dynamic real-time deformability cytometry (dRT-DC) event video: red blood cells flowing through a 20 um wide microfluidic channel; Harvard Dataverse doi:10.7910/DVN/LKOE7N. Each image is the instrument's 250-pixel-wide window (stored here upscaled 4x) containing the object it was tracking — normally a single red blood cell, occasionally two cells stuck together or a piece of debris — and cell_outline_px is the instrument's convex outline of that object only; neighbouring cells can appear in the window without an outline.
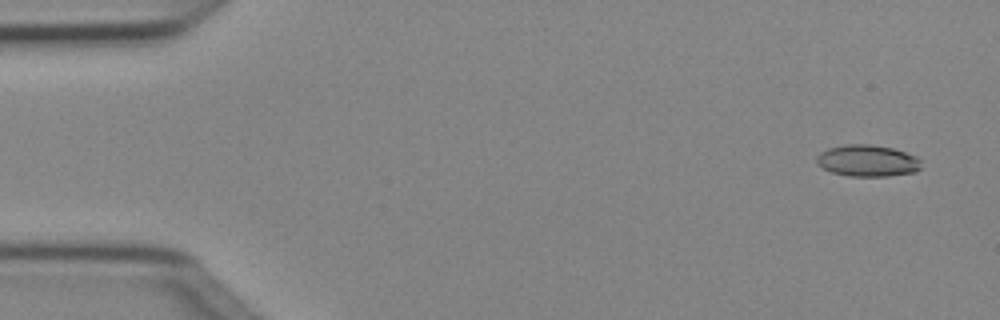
{"species": "Egyptian fruit bat (a non-hibernating species)", "species_latin": "Rousettus aegyptiacus", "temperature_condition": "cold", "stored_images_in_passage": 5, "camera_frame_rate_fps": 3000, "um_per_image_px": 0.085, "animal": {"sex": "female"}, "frame": {"image": 1, "passage_image": 1, "time_ms": 0.0, "image_size_px": [1000, 320], "cell_outline_px": [[920, 168], [916, 172], [888, 176], [848, 176], [832, 172], [816, 164], [816, 156], [820, 152], [828, 148], [844, 144], [868, 144], [892, 148], [916, 156], [920, 160]], "centroid_in_image_um": [73.71, 13.66], "position_along_channel_um": 11.3, "area_um2": 19.31}}
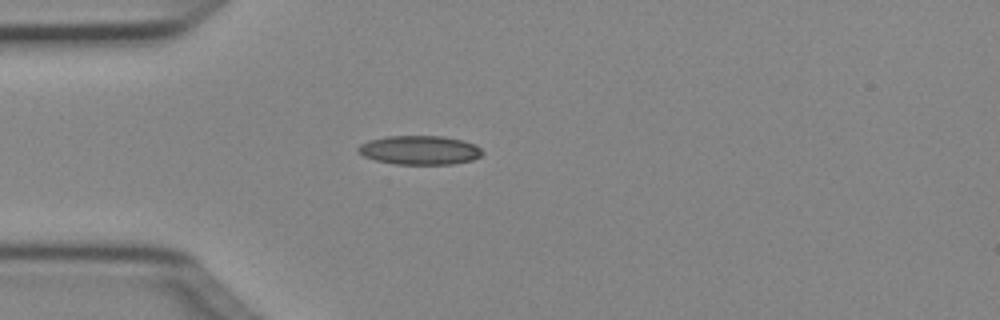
{"frame": {"image": 2, "passage_image": 4, "time_ms": 1.0, "image_size_px": [1000, 320], "cell_outline_px": [[484, 152], [480, 156], [472, 160], [452, 164], [396, 164], [376, 160], [364, 156], [356, 148], [360, 144], [368, 140], [388, 136], [444, 136], [476, 144]], "centroid_in_image_um": [35.68, 12.75], "position_along_channel_um": 49.3, "area_um2": 20.92}}